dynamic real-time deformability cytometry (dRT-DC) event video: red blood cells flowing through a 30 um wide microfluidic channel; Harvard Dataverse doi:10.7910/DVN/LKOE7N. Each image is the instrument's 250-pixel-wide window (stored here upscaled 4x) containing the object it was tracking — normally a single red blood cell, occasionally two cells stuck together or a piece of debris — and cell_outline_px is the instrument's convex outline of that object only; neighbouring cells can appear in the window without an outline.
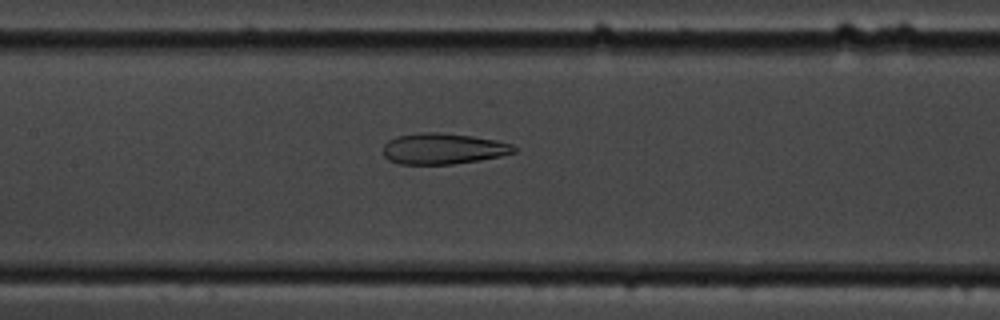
{"species": "common noctule bat (a hibernating species)", "species_latin": "Nyctalus noctula", "temperature_condition": "cold", "stored_images_in_passage": 57, "camera_frame_rate_fps": 3000, "um_per_image_px": 0.085, "animal": {"sex": "male", "body_mass_g": 19.5, "forearm_length_mm": 54.6}, "frame": {"image": 1, "passage_image": 28, "time_ms": 9.0, "image_size_px": [1000, 320], "cell_outline_px": [[516, 152], [500, 156], [480, 160], [452, 164], [400, 164], [388, 160], [384, 156], [384, 144], [388, 140], [396, 136], [420, 132], [440, 132], [472, 136], [496, 140], [512, 144], [516, 148]], "centroid_in_image_um": [37.65, 12.63], "position_along_channel_um": 169.7, "area_um2": 23.7}}
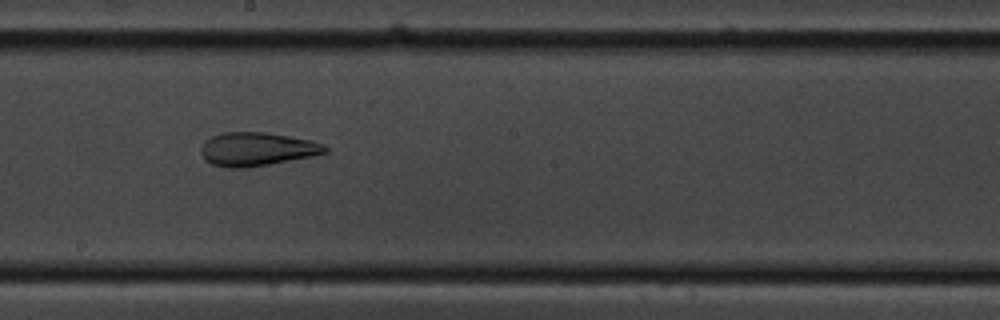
{"frame": {"image": 2, "passage_image": 33, "time_ms": 10.667, "image_size_px": [1000, 320], "cell_outline_px": [[328, 152], [312, 156], [268, 164], [244, 168], [228, 168], [212, 164], [204, 160], [200, 152], [200, 148], [204, 140], [212, 136], [224, 132], [264, 132], [312, 140], [324, 144], [328, 148]], "centroid_in_image_um": [21.81, 12.67], "position_along_channel_um": 226.4, "area_um2": 24.33}}
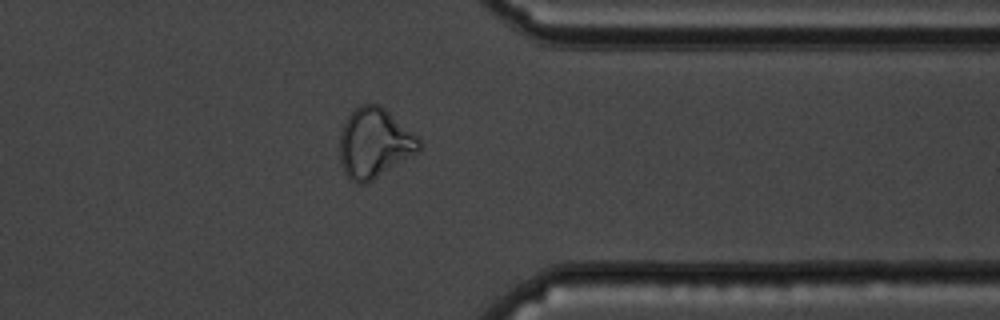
{"frame": {"image": 3, "passage_image": 47, "time_ms": 15.333, "image_size_px": [1000, 320], "cell_outline_px": [[420, 148], [416, 152], [368, 184], [356, 184], [344, 172], [340, 164], [340, 132], [348, 116], [360, 104], [380, 104], [416, 136], [420, 140]], "centroid_in_image_um": [31.78, 12.18], "position_along_channel_um": 379.6, "area_um2": 31.91}}